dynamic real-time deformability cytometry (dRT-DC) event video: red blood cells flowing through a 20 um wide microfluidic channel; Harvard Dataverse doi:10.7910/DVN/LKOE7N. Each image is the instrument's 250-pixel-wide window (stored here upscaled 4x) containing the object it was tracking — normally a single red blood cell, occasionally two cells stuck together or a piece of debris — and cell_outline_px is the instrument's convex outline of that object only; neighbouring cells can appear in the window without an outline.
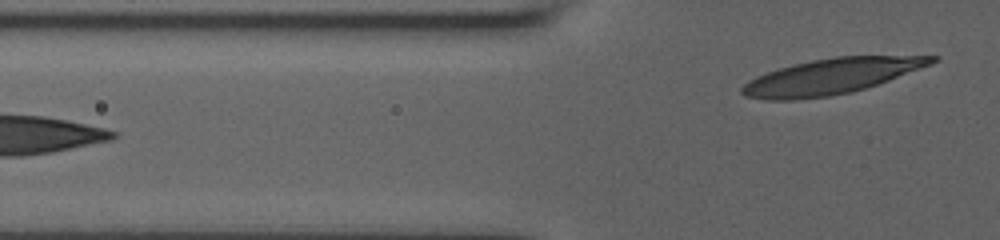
{"species": "human", "species_latin": "Homo sapiens", "temperature_condition": "room temperature", "stored_images_in_passage": 12, "segment_of_instrument_passage": [2, 2], "camera_frame_rate_fps": 3000, "um_per_image_px": 0.085, "donor": {"sex": "male"}, "frame": {"image": 1, "passage_image": 12, "time_ms": 8.667, "image_size_px": [1000, 240], "cell_outline_px": [[940, 56], [932, 64], [888, 80], [852, 92], [828, 96], [792, 100], [768, 100], [744, 96], [740, 92], [740, 88], [748, 80], [756, 76], [780, 68], [812, 60], [832, 56]], "centroid_in_image_um": [70.61, 6.49], "position_along_channel_um": 55.2, "area_um2": 38.84}}